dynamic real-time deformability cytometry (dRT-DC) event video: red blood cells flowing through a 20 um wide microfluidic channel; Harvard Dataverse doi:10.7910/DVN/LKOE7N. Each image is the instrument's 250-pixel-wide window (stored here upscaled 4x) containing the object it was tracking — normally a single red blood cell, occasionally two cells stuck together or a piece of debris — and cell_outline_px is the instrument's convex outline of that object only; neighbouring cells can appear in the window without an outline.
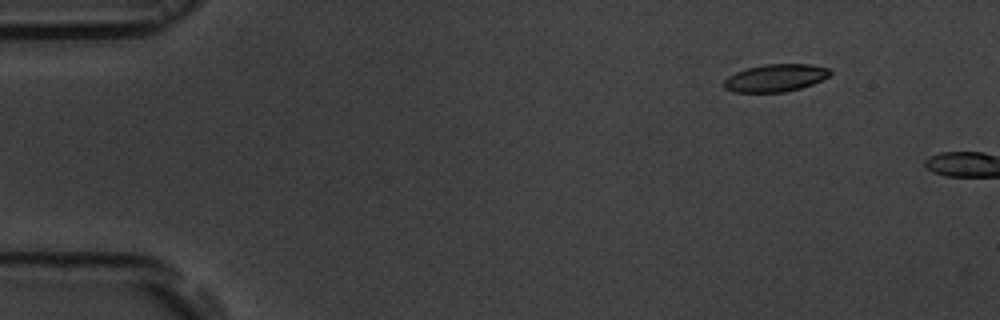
{"species": "common noctule bat (a hibernating species)", "species_latin": "Nyctalus noctula", "temperature_condition": "room temperature", "stored_images_in_passage": 3, "camera_frame_rate_fps": 3000, "um_per_image_px": 0.085, "animal": {"sex": "male", "body_mass_g": 19.5, "forearm_length_mm": 54.6}, "frame": {"image": 1, "passage_image": 2, "time_ms": 1.333, "image_size_px": [1000, 320], "cell_outline_px": [[832, 72], [828, 76], [812, 84], [800, 88], [784, 92], [736, 92], [724, 88], [724, 80], [728, 76], [736, 72], [748, 68], [764, 64], [812, 64], [828, 68]], "centroid_in_image_um": [65.91, 6.62], "position_along_channel_um": 19.1, "area_um2": 16.88}}